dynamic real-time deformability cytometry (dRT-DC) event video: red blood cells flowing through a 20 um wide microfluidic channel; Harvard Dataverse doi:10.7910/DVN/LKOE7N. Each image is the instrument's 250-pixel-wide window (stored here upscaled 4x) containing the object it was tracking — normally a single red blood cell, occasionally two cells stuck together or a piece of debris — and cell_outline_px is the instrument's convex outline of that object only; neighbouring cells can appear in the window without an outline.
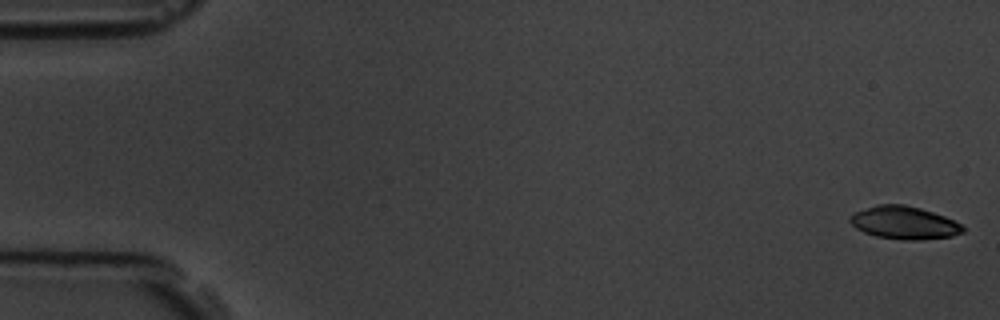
{"species": "common noctule bat (a hibernating species)", "species_latin": "Nyctalus noctula", "temperature_condition": "room temperature", "stored_images_in_passage": 6, "camera_frame_rate_fps": 3000, "um_per_image_px": 0.085, "animal": {"sex": "male", "body_mass_g": 19.5, "forearm_length_mm": 54.6}, "frame": {"image": 1, "passage_image": 1, "time_ms": 0.0, "image_size_px": [1000, 320], "cell_outline_px": [[964, 232], [952, 236], [920, 240], [900, 240], [876, 236], [864, 232], [856, 228], [848, 220], [852, 212], [876, 204], [904, 204], [920, 208], [944, 216], [960, 224], [964, 228]], "centroid_in_image_um": [76.81, 18.93], "position_along_channel_um": 8.2, "area_um2": 21.68}}
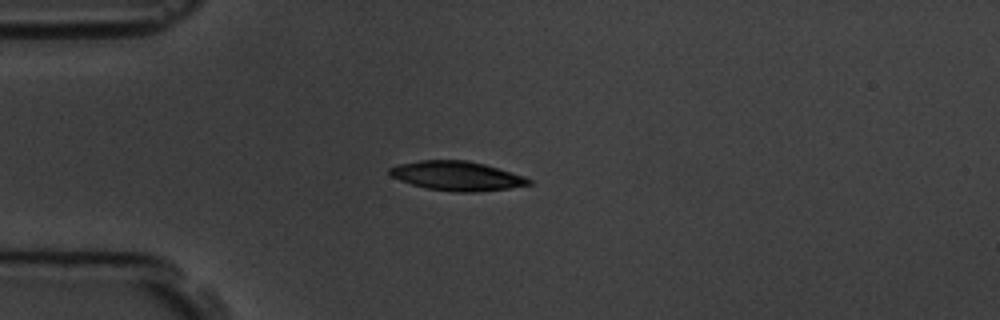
{"frame": {"image": 2, "passage_image": 5, "time_ms": 4.667, "image_size_px": [1000, 320], "cell_outline_px": [[532, 184], [508, 188], [472, 192], [460, 192], [428, 188], [412, 184], [400, 180], [392, 176], [388, 172], [388, 168], [400, 164], [420, 160], [468, 160], [484, 164], [524, 176], [532, 180]], "centroid_in_image_um": [38.84, 14.94], "position_along_channel_um": 46.2, "area_um2": 23.41}}